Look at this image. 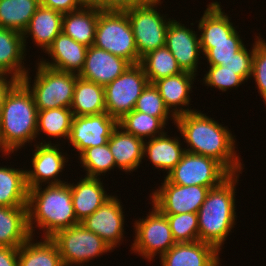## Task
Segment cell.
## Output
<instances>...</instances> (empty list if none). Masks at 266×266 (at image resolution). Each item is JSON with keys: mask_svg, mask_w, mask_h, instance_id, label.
Wrapping results in <instances>:
<instances>
[{"mask_svg": "<svg viewBox=\"0 0 266 266\" xmlns=\"http://www.w3.org/2000/svg\"><path fill=\"white\" fill-rule=\"evenodd\" d=\"M175 125L187 143L185 151L211 157L231 174H242L244 164L235 151V135L224 124L195 110L176 117Z\"/></svg>", "mask_w": 266, "mask_h": 266, "instance_id": "obj_1", "label": "cell"}, {"mask_svg": "<svg viewBox=\"0 0 266 266\" xmlns=\"http://www.w3.org/2000/svg\"><path fill=\"white\" fill-rule=\"evenodd\" d=\"M27 211L32 236L37 227L43 231L44 238H51L60 230L80 224L74 213L68 182L29 189Z\"/></svg>", "mask_w": 266, "mask_h": 266, "instance_id": "obj_2", "label": "cell"}, {"mask_svg": "<svg viewBox=\"0 0 266 266\" xmlns=\"http://www.w3.org/2000/svg\"><path fill=\"white\" fill-rule=\"evenodd\" d=\"M38 110L31 92L19 81L0 110V152L4 156L36 142Z\"/></svg>", "mask_w": 266, "mask_h": 266, "instance_id": "obj_3", "label": "cell"}, {"mask_svg": "<svg viewBox=\"0 0 266 266\" xmlns=\"http://www.w3.org/2000/svg\"><path fill=\"white\" fill-rule=\"evenodd\" d=\"M240 173L231 174L220 185L210 188L199 208V241L215 246L219 251L236 225L235 191Z\"/></svg>", "mask_w": 266, "mask_h": 266, "instance_id": "obj_4", "label": "cell"}, {"mask_svg": "<svg viewBox=\"0 0 266 266\" xmlns=\"http://www.w3.org/2000/svg\"><path fill=\"white\" fill-rule=\"evenodd\" d=\"M36 75L31 82L30 72L20 80L31 92L38 111L70 108L77 75L36 63ZM32 83V86L31 84Z\"/></svg>", "mask_w": 266, "mask_h": 266, "instance_id": "obj_5", "label": "cell"}, {"mask_svg": "<svg viewBox=\"0 0 266 266\" xmlns=\"http://www.w3.org/2000/svg\"><path fill=\"white\" fill-rule=\"evenodd\" d=\"M94 46L127 60L140 64L133 31L125 11H100L96 26Z\"/></svg>", "mask_w": 266, "mask_h": 266, "instance_id": "obj_6", "label": "cell"}, {"mask_svg": "<svg viewBox=\"0 0 266 266\" xmlns=\"http://www.w3.org/2000/svg\"><path fill=\"white\" fill-rule=\"evenodd\" d=\"M161 0H147L125 10L133 31L140 59L150 51L165 46L166 32L171 21L160 14Z\"/></svg>", "mask_w": 266, "mask_h": 266, "instance_id": "obj_7", "label": "cell"}, {"mask_svg": "<svg viewBox=\"0 0 266 266\" xmlns=\"http://www.w3.org/2000/svg\"><path fill=\"white\" fill-rule=\"evenodd\" d=\"M152 206L145 218L134 221L135 239L131 245L133 253L148 261L154 260L157 254L160 258L176 244L167 217Z\"/></svg>", "mask_w": 266, "mask_h": 266, "instance_id": "obj_8", "label": "cell"}, {"mask_svg": "<svg viewBox=\"0 0 266 266\" xmlns=\"http://www.w3.org/2000/svg\"><path fill=\"white\" fill-rule=\"evenodd\" d=\"M51 239L57 244L62 262L83 265L113 249L81 223L58 231Z\"/></svg>", "mask_w": 266, "mask_h": 266, "instance_id": "obj_9", "label": "cell"}, {"mask_svg": "<svg viewBox=\"0 0 266 266\" xmlns=\"http://www.w3.org/2000/svg\"><path fill=\"white\" fill-rule=\"evenodd\" d=\"M230 175L217 160L185 151L180 162L165 178L176 185H198L210 189L220 185Z\"/></svg>", "mask_w": 266, "mask_h": 266, "instance_id": "obj_10", "label": "cell"}, {"mask_svg": "<svg viewBox=\"0 0 266 266\" xmlns=\"http://www.w3.org/2000/svg\"><path fill=\"white\" fill-rule=\"evenodd\" d=\"M148 83L143 67L140 64L130 65L119 77L104 86L106 113L120 120L134 110Z\"/></svg>", "mask_w": 266, "mask_h": 266, "instance_id": "obj_11", "label": "cell"}, {"mask_svg": "<svg viewBox=\"0 0 266 266\" xmlns=\"http://www.w3.org/2000/svg\"><path fill=\"white\" fill-rule=\"evenodd\" d=\"M208 191V187L198 185H176L164 177L161 186L153 190L149 197L150 203L164 215L197 213Z\"/></svg>", "mask_w": 266, "mask_h": 266, "instance_id": "obj_12", "label": "cell"}, {"mask_svg": "<svg viewBox=\"0 0 266 266\" xmlns=\"http://www.w3.org/2000/svg\"><path fill=\"white\" fill-rule=\"evenodd\" d=\"M44 142V143H43ZM37 144V145H36ZM53 144V145H52ZM60 144H54L51 141L34 144L35 150L32 155L31 163L32 169H26V184L28 189L45 186L51 184H63L66 183L64 180H60L58 174L64 171V166L68 162L66 153L60 151ZM45 184V185H44Z\"/></svg>", "mask_w": 266, "mask_h": 266, "instance_id": "obj_13", "label": "cell"}, {"mask_svg": "<svg viewBox=\"0 0 266 266\" xmlns=\"http://www.w3.org/2000/svg\"><path fill=\"white\" fill-rule=\"evenodd\" d=\"M117 126L118 120L106 112L96 115L73 116L67 140L79 155L87 148L107 144Z\"/></svg>", "mask_w": 266, "mask_h": 266, "instance_id": "obj_14", "label": "cell"}, {"mask_svg": "<svg viewBox=\"0 0 266 266\" xmlns=\"http://www.w3.org/2000/svg\"><path fill=\"white\" fill-rule=\"evenodd\" d=\"M118 198L116 195L111 196L93 214L80 222L87 230L102 238L113 250L119 247L124 239V207Z\"/></svg>", "mask_w": 266, "mask_h": 266, "instance_id": "obj_15", "label": "cell"}, {"mask_svg": "<svg viewBox=\"0 0 266 266\" xmlns=\"http://www.w3.org/2000/svg\"><path fill=\"white\" fill-rule=\"evenodd\" d=\"M193 30L180 21L171 19L166 32L165 46L173 54L182 71L196 75L202 51L200 36Z\"/></svg>", "mask_w": 266, "mask_h": 266, "instance_id": "obj_16", "label": "cell"}, {"mask_svg": "<svg viewBox=\"0 0 266 266\" xmlns=\"http://www.w3.org/2000/svg\"><path fill=\"white\" fill-rule=\"evenodd\" d=\"M131 64L119 56L98 48L88 47L79 77L105 86L119 77Z\"/></svg>", "mask_w": 266, "mask_h": 266, "instance_id": "obj_17", "label": "cell"}, {"mask_svg": "<svg viewBox=\"0 0 266 266\" xmlns=\"http://www.w3.org/2000/svg\"><path fill=\"white\" fill-rule=\"evenodd\" d=\"M220 253L215 246L198 240L176 243L159 259L162 266H219Z\"/></svg>", "mask_w": 266, "mask_h": 266, "instance_id": "obj_18", "label": "cell"}, {"mask_svg": "<svg viewBox=\"0 0 266 266\" xmlns=\"http://www.w3.org/2000/svg\"><path fill=\"white\" fill-rule=\"evenodd\" d=\"M88 47L61 32L44 52L51 61L42 58L37 62L68 73L79 75L83 69Z\"/></svg>", "mask_w": 266, "mask_h": 266, "instance_id": "obj_19", "label": "cell"}, {"mask_svg": "<svg viewBox=\"0 0 266 266\" xmlns=\"http://www.w3.org/2000/svg\"><path fill=\"white\" fill-rule=\"evenodd\" d=\"M195 76L192 73L183 71L177 75L168 76L153 83L166 107L175 117L196 110L189 107L191 100L190 93L193 92L191 89L194 84L193 81L196 79Z\"/></svg>", "mask_w": 266, "mask_h": 266, "instance_id": "obj_20", "label": "cell"}, {"mask_svg": "<svg viewBox=\"0 0 266 266\" xmlns=\"http://www.w3.org/2000/svg\"><path fill=\"white\" fill-rule=\"evenodd\" d=\"M74 213L79 222L93 214L111 196L104 189L101 178L81 177L76 184L69 183Z\"/></svg>", "mask_w": 266, "mask_h": 266, "instance_id": "obj_21", "label": "cell"}, {"mask_svg": "<svg viewBox=\"0 0 266 266\" xmlns=\"http://www.w3.org/2000/svg\"><path fill=\"white\" fill-rule=\"evenodd\" d=\"M143 144L142 139L127 133L118 125L108 140V146L114 157L116 167L127 173L137 170L144 160Z\"/></svg>", "mask_w": 266, "mask_h": 266, "instance_id": "obj_22", "label": "cell"}, {"mask_svg": "<svg viewBox=\"0 0 266 266\" xmlns=\"http://www.w3.org/2000/svg\"><path fill=\"white\" fill-rule=\"evenodd\" d=\"M26 50L23 33L0 27V72L21 80L30 70L23 65Z\"/></svg>", "mask_w": 266, "mask_h": 266, "instance_id": "obj_23", "label": "cell"}, {"mask_svg": "<svg viewBox=\"0 0 266 266\" xmlns=\"http://www.w3.org/2000/svg\"><path fill=\"white\" fill-rule=\"evenodd\" d=\"M62 18L63 13L40 5L23 32L25 48L28 43L26 40L31 36L35 45L45 52L62 32Z\"/></svg>", "mask_w": 266, "mask_h": 266, "instance_id": "obj_24", "label": "cell"}, {"mask_svg": "<svg viewBox=\"0 0 266 266\" xmlns=\"http://www.w3.org/2000/svg\"><path fill=\"white\" fill-rule=\"evenodd\" d=\"M167 133L145 140L143 144V158L148 157L155 169L166 171V174L180 162L185 153V148L181 147L180 138L169 137Z\"/></svg>", "mask_w": 266, "mask_h": 266, "instance_id": "obj_25", "label": "cell"}, {"mask_svg": "<svg viewBox=\"0 0 266 266\" xmlns=\"http://www.w3.org/2000/svg\"><path fill=\"white\" fill-rule=\"evenodd\" d=\"M99 10L85 4L80 9L64 13L62 32L73 40L90 47L94 43Z\"/></svg>", "mask_w": 266, "mask_h": 266, "instance_id": "obj_26", "label": "cell"}, {"mask_svg": "<svg viewBox=\"0 0 266 266\" xmlns=\"http://www.w3.org/2000/svg\"><path fill=\"white\" fill-rule=\"evenodd\" d=\"M31 236L27 207L0 206V246L19 248Z\"/></svg>", "mask_w": 266, "mask_h": 266, "instance_id": "obj_27", "label": "cell"}, {"mask_svg": "<svg viewBox=\"0 0 266 266\" xmlns=\"http://www.w3.org/2000/svg\"><path fill=\"white\" fill-rule=\"evenodd\" d=\"M70 109L73 116L96 115L106 112L104 86L77 75Z\"/></svg>", "mask_w": 266, "mask_h": 266, "instance_id": "obj_28", "label": "cell"}, {"mask_svg": "<svg viewBox=\"0 0 266 266\" xmlns=\"http://www.w3.org/2000/svg\"><path fill=\"white\" fill-rule=\"evenodd\" d=\"M31 236L18 250V266H62L57 244L51 238L35 241Z\"/></svg>", "mask_w": 266, "mask_h": 266, "instance_id": "obj_29", "label": "cell"}, {"mask_svg": "<svg viewBox=\"0 0 266 266\" xmlns=\"http://www.w3.org/2000/svg\"><path fill=\"white\" fill-rule=\"evenodd\" d=\"M0 167V206L27 207L26 170Z\"/></svg>", "mask_w": 266, "mask_h": 266, "instance_id": "obj_30", "label": "cell"}, {"mask_svg": "<svg viewBox=\"0 0 266 266\" xmlns=\"http://www.w3.org/2000/svg\"><path fill=\"white\" fill-rule=\"evenodd\" d=\"M219 2H211L204 10L203 16L198 21L200 41H220L227 38L236 31L231 18L222 11Z\"/></svg>", "mask_w": 266, "mask_h": 266, "instance_id": "obj_31", "label": "cell"}, {"mask_svg": "<svg viewBox=\"0 0 266 266\" xmlns=\"http://www.w3.org/2000/svg\"><path fill=\"white\" fill-rule=\"evenodd\" d=\"M40 6V0H0V27L23 33Z\"/></svg>", "mask_w": 266, "mask_h": 266, "instance_id": "obj_32", "label": "cell"}, {"mask_svg": "<svg viewBox=\"0 0 266 266\" xmlns=\"http://www.w3.org/2000/svg\"><path fill=\"white\" fill-rule=\"evenodd\" d=\"M140 65L144 69L148 82L152 84L160 79L183 72L166 46L144 55L141 58Z\"/></svg>", "mask_w": 266, "mask_h": 266, "instance_id": "obj_33", "label": "cell"}, {"mask_svg": "<svg viewBox=\"0 0 266 266\" xmlns=\"http://www.w3.org/2000/svg\"><path fill=\"white\" fill-rule=\"evenodd\" d=\"M73 114L70 108H55L38 111L37 138L45 133L50 138L68 139ZM41 132V133H40Z\"/></svg>", "mask_w": 266, "mask_h": 266, "instance_id": "obj_34", "label": "cell"}, {"mask_svg": "<svg viewBox=\"0 0 266 266\" xmlns=\"http://www.w3.org/2000/svg\"><path fill=\"white\" fill-rule=\"evenodd\" d=\"M118 125L127 133L143 141L163 135L165 133L164 128L166 129L167 126L158 117L135 110L126 113L118 120Z\"/></svg>", "mask_w": 266, "mask_h": 266, "instance_id": "obj_35", "label": "cell"}, {"mask_svg": "<svg viewBox=\"0 0 266 266\" xmlns=\"http://www.w3.org/2000/svg\"><path fill=\"white\" fill-rule=\"evenodd\" d=\"M202 55L207 59V63L213 66L222 65L233 57L243 46L239 32L236 30L227 40L220 41H200Z\"/></svg>", "mask_w": 266, "mask_h": 266, "instance_id": "obj_36", "label": "cell"}, {"mask_svg": "<svg viewBox=\"0 0 266 266\" xmlns=\"http://www.w3.org/2000/svg\"><path fill=\"white\" fill-rule=\"evenodd\" d=\"M79 162L84 167L87 177L100 178L108 171L116 168L114 157L109 149L108 143L102 146H94L84 150L79 156Z\"/></svg>", "mask_w": 266, "mask_h": 266, "instance_id": "obj_37", "label": "cell"}, {"mask_svg": "<svg viewBox=\"0 0 266 266\" xmlns=\"http://www.w3.org/2000/svg\"><path fill=\"white\" fill-rule=\"evenodd\" d=\"M134 110L158 117L165 125L171 117L174 125L176 122V117L166 107L160 93L152 83H148L143 89L141 96L137 99Z\"/></svg>", "mask_w": 266, "mask_h": 266, "instance_id": "obj_38", "label": "cell"}, {"mask_svg": "<svg viewBox=\"0 0 266 266\" xmlns=\"http://www.w3.org/2000/svg\"><path fill=\"white\" fill-rule=\"evenodd\" d=\"M167 217L173 239L176 243L199 240L197 213L169 214Z\"/></svg>", "mask_w": 266, "mask_h": 266, "instance_id": "obj_39", "label": "cell"}, {"mask_svg": "<svg viewBox=\"0 0 266 266\" xmlns=\"http://www.w3.org/2000/svg\"><path fill=\"white\" fill-rule=\"evenodd\" d=\"M203 83L210 87L217 88L221 92H226L229 88H237L245 81L238 75V71H231L225 69V66H213L209 65V70L203 78Z\"/></svg>", "mask_w": 266, "mask_h": 266, "instance_id": "obj_40", "label": "cell"}, {"mask_svg": "<svg viewBox=\"0 0 266 266\" xmlns=\"http://www.w3.org/2000/svg\"><path fill=\"white\" fill-rule=\"evenodd\" d=\"M255 38L251 77L255 80L258 93L266 105V41L260 34Z\"/></svg>", "mask_w": 266, "mask_h": 266, "instance_id": "obj_41", "label": "cell"}, {"mask_svg": "<svg viewBox=\"0 0 266 266\" xmlns=\"http://www.w3.org/2000/svg\"><path fill=\"white\" fill-rule=\"evenodd\" d=\"M251 46H253L251 47L252 49H250L251 51L244 45L236 52L235 57L227 62H222V66H225V69L238 71V75L246 82L249 78L252 79L254 43Z\"/></svg>", "mask_w": 266, "mask_h": 266, "instance_id": "obj_42", "label": "cell"}, {"mask_svg": "<svg viewBox=\"0 0 266 266\" xmlns=\"http://www.w3.org/2000/svg\"><path fill=\"white\" fill-rule=\"evenodd\" d=\"M145 1L147 0H84L85 4L100 11H125Z\"/></svg>", "mask_w": 266, "mask_h": 266, "instance_id": "obj_43", "label": "cell"}, {"mask_svg": "<svg viewBox=\"0 0 266 266\" xmlns=\"http://www.w3.org/2000/svg\"><path fill=\"white\" fill-rule=\"evenodd\" d=\"M40 5L61 13H69L85 5L84 0H40Z\"/></svg>", "mask_w": 266, "mask_h": 266, "instance_id": "obj_44", "label": "cell"}, {"mask_svg": "<svg viewBox=\"0 0 266 266\" xmlns=\"http://www.w3.org/2000/svg\"><path fill=\"white\" fill-rule=\"evenodd\" d=\"M19 81H20L19 79L15 78L10 74L0 72V110L4 105L7 95Z\"/></svg>", "mask_w": 266, "mask_h": 266, "instance_id": "obj_45", "label": "cell"}, {"mask_svg": "<svg viewBox=\"0 0 266 266\" xmlns=\"http://www.w3.org/2000/svg\"><path fill=\"white\" fill-rule=\"evenodd\" d=\"M18 247L0 246V266H18Z\"/></svg>", "mask_w": 266, "mask_h": 266, "instance_id": "obj_46", "label": "cell"}, {"mask_svg": "<svg viewBox=\"0 0 266 266\" xmlns=\"http://www.w3.org/2000/svg\"><path fill=\"white\" fill-rule=\"evenodd\" d=\"M62 266H83V265H74V264H65V263H63Z\"/></svg>", "mask_w": 266, "mask_h": 266, "instance_id": "obj_47", "label": "cell"}]
</instances>
